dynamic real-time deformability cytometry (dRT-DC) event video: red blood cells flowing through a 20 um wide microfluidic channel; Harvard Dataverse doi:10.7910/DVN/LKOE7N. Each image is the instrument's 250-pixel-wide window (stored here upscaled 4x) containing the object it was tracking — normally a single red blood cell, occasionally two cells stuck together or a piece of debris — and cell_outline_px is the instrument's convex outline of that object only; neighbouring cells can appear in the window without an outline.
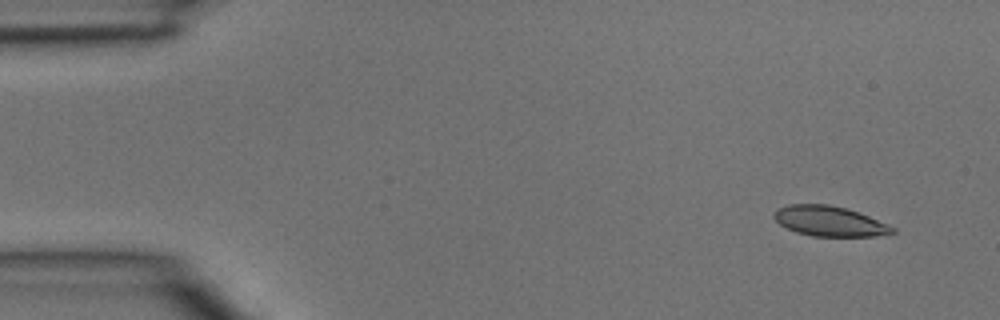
{"species": "common noctule bat (a hibernating species)", "species_latin": "Nyctalus noctula", "temperature_condition": "room temperature", "stored_images_in_passage": 4, "camera_frame_rate_fps": 3000, "um_per_image_px": 0.085, "animal": {"sex": "male", "body_mass_g": 15.6}, "frame": {"image": 1, "passage_image": 1, "time_ms": 0.0, "image_size_px": [1000, 320], "cell_outline_px": [[896, 232], [888, 236], [812, 236], [796, 232], [780, 224], [772, 216], [776, 208], [788, 204], [828, 204], [848, 208], [888, 224], [896, 228]], "centroid_in_image_um": [70.54, 18.8], "position_along_channel_um": 14.5, "area_um2": 21.04}}